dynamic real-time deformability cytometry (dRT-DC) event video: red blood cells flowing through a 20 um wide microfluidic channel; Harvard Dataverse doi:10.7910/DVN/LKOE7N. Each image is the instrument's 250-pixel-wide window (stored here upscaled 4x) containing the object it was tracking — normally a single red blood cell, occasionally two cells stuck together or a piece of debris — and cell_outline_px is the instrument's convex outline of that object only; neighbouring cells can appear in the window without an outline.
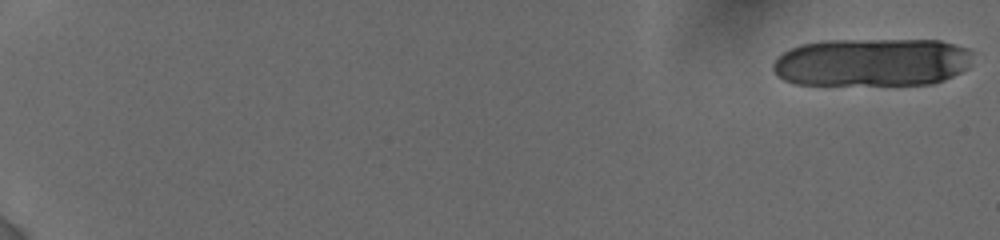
{"species": "human", "species_latin": "Homo sapiens", "temperature_condition": "cold", "stored_images_in_passage": 27, "camera_frame_rate_fps": 3000, "um_per_image_px": 0.085, "donor": {"sex": "female"}, "frame": {"image": 1, "passage_image": 1, "time_ms": 0.0, "image_size_px": [1000, 240], "cell_outline_px": [[972, 52], [968, 68], [944, 80], [932, 84], [796, 84], [784, 80], [772, 68], [772, 64], [776, 56], [800, 44], [824, 40], [940, 40], [968, 48]], "centroid_in_image_um": [74.12, 5.28], "position_along_channel_um": 10.9, "area_um2": 56.18}}
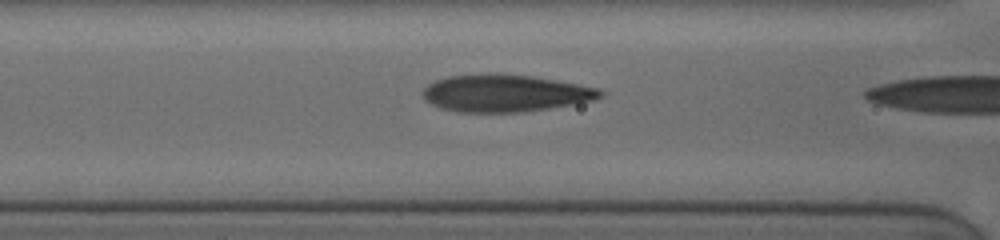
{"frame": {"image": 2, "passage_image": 26, "time_ms": 8.0, "image_size_px": [1000, 240], "cell_outline_px": [[604, 96], [592, 100], [572, 104], [524, 112], [456, 112], [440, 108], [424, 100], [420, 92], [428, 84], [436, 80], [448, 76], [484, 72], [496, 72], [532, 76], [600, 88], [604, 92]], "centroid_in_image_um": [42.88, 7.9], "position_along_channel_um": 123.7, "area_um2": 39.02}}